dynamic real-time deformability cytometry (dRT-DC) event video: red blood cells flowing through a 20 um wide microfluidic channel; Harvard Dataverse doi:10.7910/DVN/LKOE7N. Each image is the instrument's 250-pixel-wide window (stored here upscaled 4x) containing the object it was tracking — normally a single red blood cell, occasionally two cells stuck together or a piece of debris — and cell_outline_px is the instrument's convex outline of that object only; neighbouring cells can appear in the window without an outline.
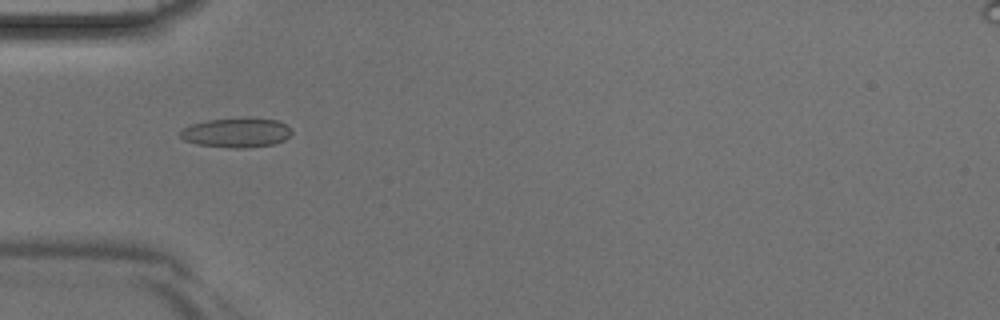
{"species": "Egyptian fruit bat (a non-hibernating species)", "species_latin": "Rousettus aegyptiacus", "temperature_condition": "room temperature", "stored_images_in_passage": 30, "camera_frame_rate_fps": 3000, "um_per_image_px": 0.085, "animal": {"sex": "male"}, "frame": {"image": 1, "passage_image": 1, "time_ms": 0.0, "image_size_px": [1000, 320], "cell_outline_px": [[292, 132], [284, 140], [272, 144], [248, 148], [232, 148], [196, 144], [184, 140], [180, 136], [180, 132], [184, 128], [192, 124], [208, 120], [244, 116], [248, 116], [276, 120], [292, 128]], "centroid_in_image_um": [20.11, 11.25], "position_along_channel_um": 64.9, "area_um2": 19.48}}
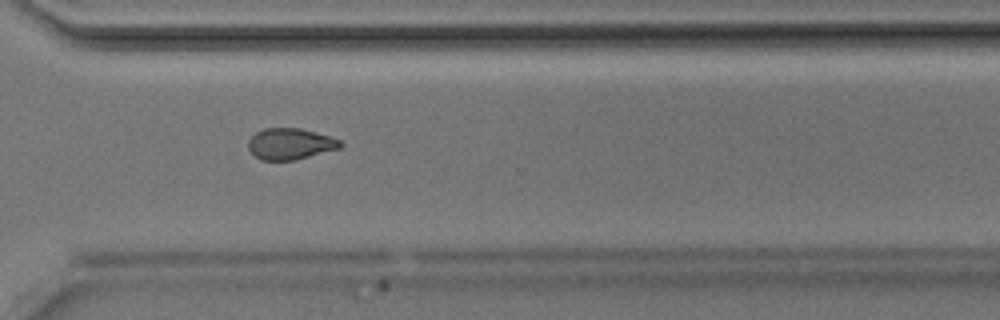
{"frame": {"image": 2, "passage_image": 19, "time_ms": 6.0, "image_size_px": [1000, 320], "cell_outline_px": [[344, 144], [340, 148], [296, 160], [260, 160], [248, 148], [248, 140], [256, 132], [264, 128], [300, 128], [328, 136], [340, 140]], "centroid_in_image_um": [24.67, 12.23], "position_along_channel_um": 345.9, "area_um2": 16.7}}
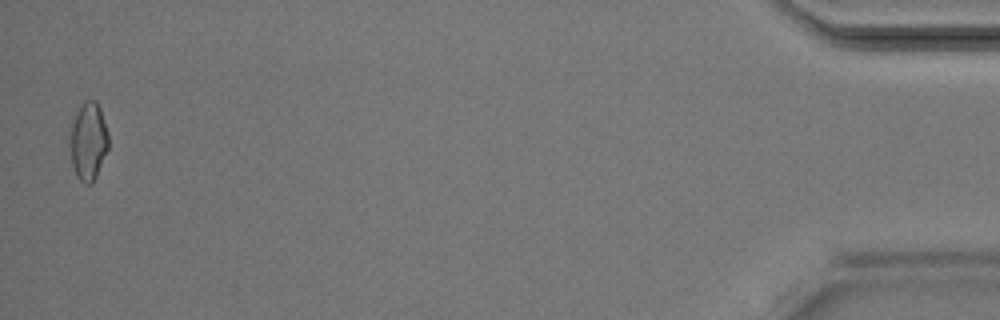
{"frame": {"image": 3, "passage_image": 30, "time_ms": 9.667, "image_size_px": [1000, 320], "cell_outline_px": [[108, 148], [96, 176], [88, 184], [84, 184], [76, 176], [72, 164], [68, 128], [80, 104], [84, 100], [96, 100], [100, 108], [108, 132]], "centroid_in_image_um": [7.47, 11.95], "position_along_channel_um": 427.7, "area_um2": 17.69}}